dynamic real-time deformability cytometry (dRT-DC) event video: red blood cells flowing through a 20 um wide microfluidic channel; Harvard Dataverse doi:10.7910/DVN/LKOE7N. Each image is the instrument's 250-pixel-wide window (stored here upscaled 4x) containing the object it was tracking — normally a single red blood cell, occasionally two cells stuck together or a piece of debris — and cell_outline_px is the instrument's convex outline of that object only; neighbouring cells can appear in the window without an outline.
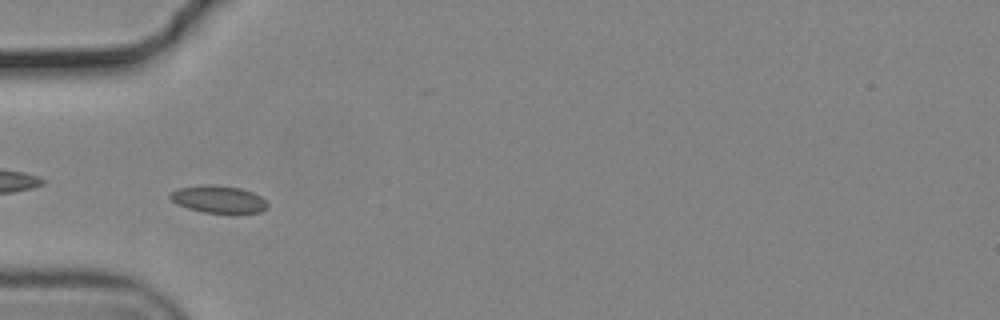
{"species": "common noctule bat (a hibernating species)", "species_latin": "Nyctalus noctula", "temperature_condition": "cold", "stored_images_in_passage": 52, "camera_frame_rate_fps": 3000, "um_per_image_px": 0.085, "animal": {"sex": "male", "body_mass_g": 19.2, "forearm_length_mm": 51.8}, "frame": {"image": 1, "passage_image": 14, "time_ms": 4.333, "image_size_px": [1000, 320], "cell_outline_px": [[268, 204], [260, 212], [204, 212], [188, 208], [176, 204], [168, 196], [176, 188], [208, 184], [216, 184], [240, 188], [252, 192], [260, 196]], "centroid_in_image_um": [18.52, 16.91], "position_along_channel_um": 66.5, "area_um2": 15.26}}
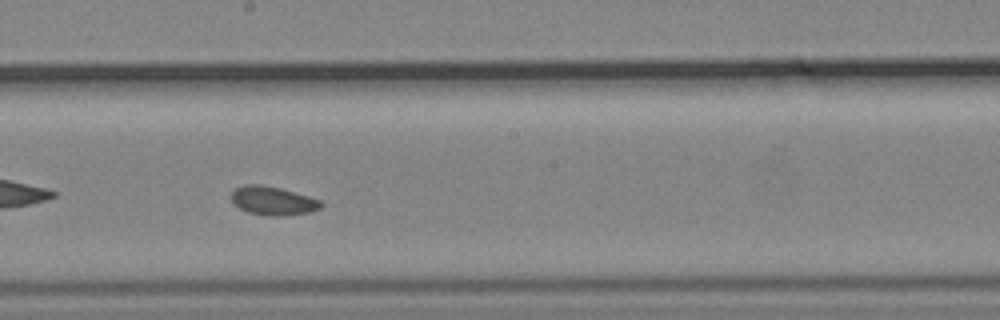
{"frame": {"image": 2, "passage_image": 27, "time_ms": 8.667, "image_size_px": [1000, 320], "cell_outline_px": [[324, 204], [320, 208], [308, 212], [288, 216], [272, 216], [248, 212], [232, 204], [232, 192], [236, 188], [244, 184], [264, 184], [280, 188], [308, 196], [320, 200]], "centroid_in_image_um": [23.19, 17.06], "position_along_channel_um": 225.0, "area_um2": 15.03}}
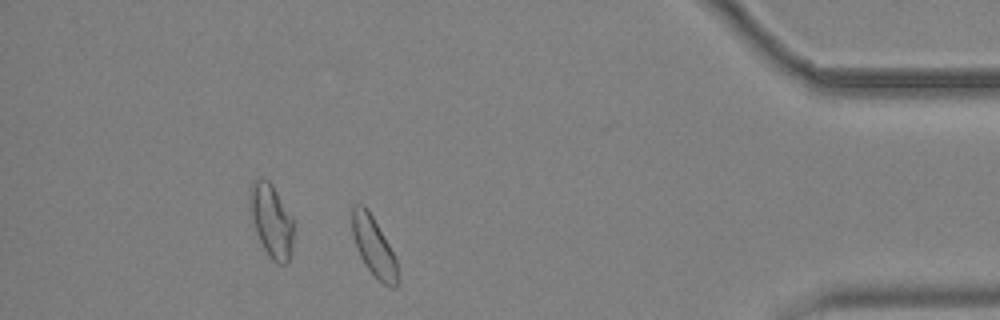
{"frame": {"image": 3, "passage_image": 45, "time_ms": 14.667, "image_size_px": [1000, 320], "cell_outline_px": [[396, 288], [392, 288], [384, 284], [364, 264], [356, 248], [352, 232], [352, 208], [356, 204], [364, 204], [368, 208], [388, 244], [396, 260]], "centroid_in_image_um": [31.72, 20.91], "position_along_channel_um": 403.5, "area_um2": 15.26}, "authors_computed_cell_mechanics": {"area_um2": 15.2592, "velocity_mm_per_s": 3.687, "shape_relaxation_time_tau1_ms": 2.2859, "shape_relaxation_time_tau2_ms": 4.5143, "deformation_change_tau1": 0.0443, "deformation_change_tau2": 0.0816}}